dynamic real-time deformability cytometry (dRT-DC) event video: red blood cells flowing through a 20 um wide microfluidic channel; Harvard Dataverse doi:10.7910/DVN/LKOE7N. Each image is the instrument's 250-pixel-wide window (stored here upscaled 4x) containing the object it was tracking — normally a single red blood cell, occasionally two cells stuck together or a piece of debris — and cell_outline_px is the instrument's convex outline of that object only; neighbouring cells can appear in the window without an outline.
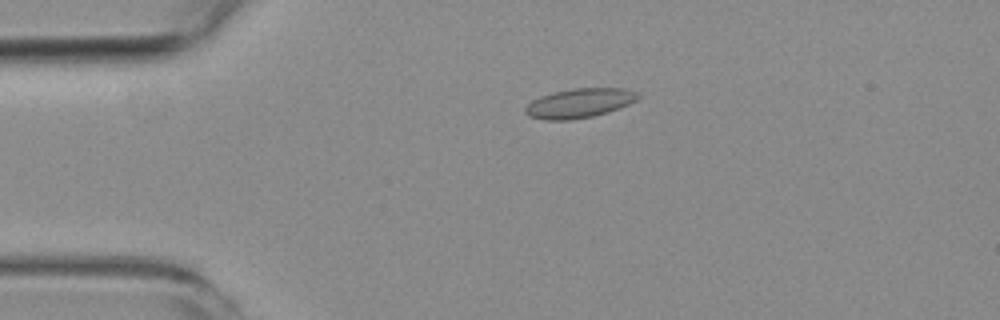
{"species": "common noctule bat (a hibernating species)", "species_latin": "Nyctalus noctula", "temperature_condition": "room temperature", "stored_images_in_passage": 11, "camera_frame_rate_fps": 3000, "um_per_image_px": 0.085, "animal": {"sex": "female", "body_mass_g": 19.3, "forearm_length_mm": 54.1}, "frame": {"image": 1, "passage_image": 4, "time_ms": 3.667, "image_size_px": [1000, 320], "cell_outline_px": [[640, 96], [636, 100], [628, 104], [608, 112], [592, 116], [572, 120], [544, 120], [528, 116], [524, 112], [524, 108], [532, 100], [540, 96], [552, 92], [572, 88], [624, 88], [636, 92]], "centroid_in_image_um": [49.2, 8.77], "position_along_channel_um": 35.8, "area_um2": 19.36}}
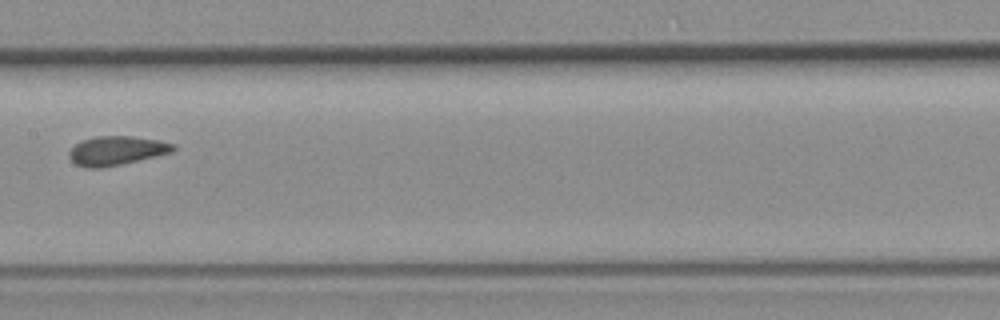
{"frame": {"image": 2, "passage_image": 8, "time_ms": 9.0, "image_size_px": [1000, 320], "cell_outline_px": [[176, 148], [172, 152], [120, 164], [100, 168], [88, 168], [76, 164], [68, 156], [68, 152], [76, 144], [84, 140], [96, 136], [132, 136], [160, 140], [176, 144]], "centroid_in_image_um": [9.92, 12.79], "position_along_channel_um": 197.5, "area_um2": 17.46}}
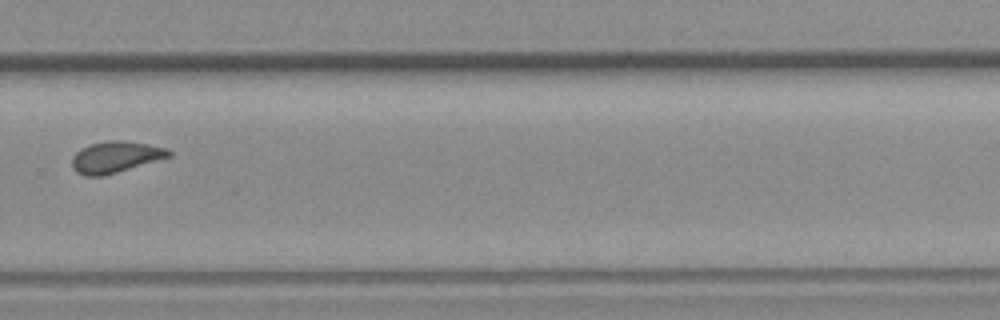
{"frame": {"image": 3, "passage_image": 11, "time_ms": 12.333, "image_size_px": [1000, 320], "cell_outline_px": [[172, 156], [104, 176], [84, 176], [76, 172], [72, 168], [72, 156], [80, 148], [92, 144], [108, 140], [120, 140], [148, 144], [168, 148], [172, 152]], "centroid_in_image_um": [9.81, 13.35], "position_along_channel_um": 320.0, "area_um2": 17.8}}